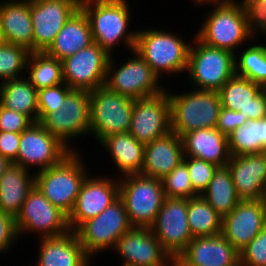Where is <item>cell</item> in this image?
Returning a JSON list of instances; mask_svg holds the SVG:
<instances>
[{
  "label": "cell",
  "instance_id": "6da1fadb",
  "mask_svg": "<svg viewBox=\"0 0 266 266\" xmlns=\"http://www.w3.org/2000/svg\"><path fill=\"white\" fill-rule=\"evenodd\" d=\"M129 5L126 0H80V8L90 23L93 41L110 56L119 41L129 51L135 48L137 30L128 31L132 14Z\"/></svg>",
  "mask_w": 266,
  "mask_h": 266
},
{
  "label": "cell",
  "instance_id": "7a4b0ae2",
  "mask_svg": "<svg viewBox=\"0 0 266 266\" xmlns=\"http://www.w3.org/2000/svg\"><path fill=\"white\" fill-rule=\"evenodd\" d=\"M212 6L214 9L204 17L196 34L203 43L235 54L238 53L236 49L241 48L239 46L255 39L248 30L246 12L240 0H226Z\"/></svg>",
  "mask_w": 266,
  "mask_h": 266
},
{
  "label": "cell",
  "instance_id": "3957f363",
  "mask_svg": "<svg viewBox=\"0 0 266 266\" xmlns=\"http://www.w3.org/2000/svg\"><path fill=\"white\" fill-rule=\"evenodd\" d=\"M77 151H72L59 164L35 172V186L67 216L73 210L83 182L89 173Z\"/></svg>",
  "mask_w": 266,
  "mask_h": 266
},
{
  "label": "cell",
  "instance_id": "277c9868",
  "mask_svg": "<svg viewBox=\"0 0 266 266\" xmlns=\"http://www.w3.org/2000/svg\"><path fill=\"white\" fill-rule=\"evenodd\" d=\"M190 45L178 34L164 29H147L137 31L134 51L161 80L163 73L173 75L187 70Z\"/></svg>",
  "mask_w": 266,
  "mask_h": 266
},
{
  "label": "cell",
  "instance_id": "5b68a950",
  "mask_svg": "<svg viewBox=\"0 0 266 266\" xmlns=\"http://www.w3.org/2000/svg\"><path fill=\"white\" fill-rule=\"evenodd\" d=\"M171 131L180 138L193 130L215 128L221 110L217 91L192 89L185 93H169Z\"/></svg>",
  "mask_w": 266,
  "mask_h": 266
},
{
  "label": "cell",
  "instance_id": "8992f818",
  "mask_svg": "<svg viewBox=\"0 0 266 266\" xmlns=\"http://www.w3.org/2000/svg\"><path fill=\"white\" fill-rule=\"evenodd\" d=\"M191 42L186 74L197 90L219 91L235 73V54L203 43ZM188 72V73H187Z\"/></svg>",
  "mask_w": 266,
  "mask_h": 266
},
{
  "label": "cell",
  "instance_id": "52a82bcc",
  "mask_svg": "<svg viewBox=\"0 0 266 266\" xmlns=\"http://www.w3.org/2000/svg\"><path fill=\"white\" fill-rule=\"evenodd\" d=\"M119 197L123 200L133 227L150 228L165 199L161 179L141 174L119 179Z\"/></svg>",
  "mask_w": 266,
  "mask_h": 266
},
{
  "label": "cell",
  "instance_id": "ba28073f",
  "mask_svg": "<svg viewBox=\"0 0 266 266\" xmlns=\"http://www.w3.org/2000/svg\"><path fill=\"white\" fill-rule=\"evenodd\" d=\"M134 101L104 85L90 91V135L99 143L109 135L129 132Z\"/></svg>",
  "mask_w": 266,
  "mask_h": 266
},
{
  "label": "cell",
  "instance_id": "9c48e42d",
  "mask_svg": "<svg viewBox=\"0 0 266 266\" xmlns=\"http://www.w3.org/2000/svg\"><path fill=\"white\" fill-rule=\"evenodd\" d=\"M132 228L125 204L119 197L99 215L83 222L75 232L83 250L92 258L102 250H114L118 239Z\"/></svg>",
  "mask_w": 266,
  "mask_h": 266
},
{
  "label": "cell",
  "instance_id": "30bf717a",
  "mask_svg": "<svg viewBox=\"0 0 266 266\" xmlns=\"http://www.w3.org/2000/svg\"><path fill=\"white\" fill-rule=\"evenodd\" d=\"M127 62L114 66V58H109L104 86L120 95L140 99L158 95L166 90L160 86L159 77L136 52ZM117 69H116V68Z\"/></svg>",
  "mask_w": 266,
  "mask_h": 266
},
{
  "label": "cell",
  "instance_id": "8fae6325",
  "mask_svg": "<svg viewBox=\"0 0 266 266\" xmlns=\"http://www.w3.org/2000/svg\"><path fill=\"white\" fill-rule=\"evenodd\" d=\"M15 225L19 238L25 232H36L40 234V239L62 236L70 231L68 216L55 207L36 186L22 204Z\"/></svg>",
  "mask_w": 266,
  "mask_h": 266
},
{
  "label": "cell",
  "instance_id": "7c38bea8",
  "mask_svg": "<svg viewBox=\"0 0 266 266\" xmlns=\"http://www.w3.org/2000/svg\"><path fill=\"white\" fill-rule=\"evenodd\" d=\"M40 124L71 151V138L90 134V91L72 89L61 109L49 113Z\"/></svg>",
  "mask_w": 266,
  "mask_h": 266
},
{
  "label": "cell",
  "instance_id": "4fadbf2b",
  "mask_svg": "<svg viewBox=\"0 0 266 266\" xmlns=\"http://www.w3.org/2000/svg\"><path fill=\"white\" fill-rule=\"evenodd\" d=\"M72 151L39 122L32 123L20 133L17 159L13 164L25 169L36 166L37 171L59 164Z\"/></svg>",
  "mask_w": 266,
  "mask_h": 266
},
{
  "label": "cell",
  "instance_id": "5bb4252c",
  "mask_svg": "<svg viewBox=\"0 0 266 266\" xmlns=\"http://www.w3.org/2000/svg\"><path fill=\"white\" fill-rule=\"evenodd\" d=\"M150 230L175 261L193 239L187 218V199L165 197Z\"/></svg>",
  "mask_w": 266,
  "mask_h": 266
},
{
  "label": "cell",
  "instance_id": "9a60e30c",
  "mask_svg": "<svg viewBox=\"0 0 266 266\" xmlns=\"http://www.w3.org/2000/svg\"><path fill=\"white\" fill-rule=\"evenodd\" d=\"M110 55L97 43L62 60L63 80L71 89L93 91L105 83Z\"/></svg>",
  "mask_w": 266,
  "mask_h": 266
},
{
  "label": "cell",
  "instance_id": "2e32d148",
  "mask_svg": "<svg viewBox=\"0 0 266 266\" xmlns=\"http://www.w3.org/2000/svg\"><path fill=\"white\" fill-rule=\"evenodd\" d=\"M171 131V104L167 89L134 101L129 133L144 145Z\"/></svg>",
  "mask_w": 266,
  "mask_h": 266
},
{
  "label": "cell",
  "instance_id": "e0dca14e",
  "mask_svg": "<svg viewBox=\"0 0 266 266\" xmlns=\"http://www.w3.org/2000/svg\"><path fill=\"white\" fill-rule=\"evenodd\" d=\"M79 8L80 0H31L33 52H45Z\"/></svg>",
  "mask_w": 266,
  "mask_h": 266
},
{
  "label": "cell",
  "instance_id": "ac0fdd59",
  "mask_svg": "<svg viewBox=\"0 0 266 266\" xmlns=\"http://www.w3.org/2000/svg\"><path fill=\"white\" fill-rule=\"evenodd\" d=\"M119 178L88 175L77 196L68 225L75 231L83 222L96 217L119 198Z\"/></svg>",
  "mask_w": 266,
  "mask_h": 266
},
{
  "label": "cell",
  "instance_id": "d6986e66",
  "mask_svg": "<svg viewBox=\"0 0 266 266\" xmlns=\"http://www.w3.org/2000/svg\"><path fill=\"white\" fill-rule=\"evenodd\" d=\"M114 251L124 260L122 266H171L174 263L150 228L133 227L118 239Z\"/></svg>",
  "mask_w": 266,
  "mask_h": 266
},
{
  "label": "cell",
  "instance_id": "ffe728a7",
  "mask_svg": "<svg viewBox=\"0 0 266 266\" xmlns=\"http://www.w3.org/2000/svg\"><path fill=\"white\" fill-rule=\"evenodd\" d=\"M266 226V207L261 200H240L222 218L221 234L238 251H242Z\"/></svg>",
  "mask_w": 266,
  "mask_h": 266
},
{
  "label": "cell",
  "instance_id": "44dd1931",
  "mask_svg": "<svg viewBox=\"0 0 266 266\" xmlns=\"http://www.w3.org/2000/svg\"><path fill=\"white\" fill-rule=\"evenodd\" d=\"M174 263L177 266H241L239 252L222 234L194 237Z\"/></svg>",
  "mask_w": 266,
  "mask_h": 266
},
{
  "label": "cell",
  "instance_id": "7402d4cb",
  "mask_svg": "<svg viewBox=\"0 0 266 266\" xmlns=\"http://www.w3.org/2000/svg\"><path fill=\"white\" fill-rule=\"evenodd\" d=\"M221 106L241 111L248 120H257L266 116V88L251 80L239 76H232L218 91Z\"/></svg>",
  "mask_w": 266,
  "mask_h": 266
},
{
  "label": "cell",
  "instance_id": "603a6c76",
  "mask_svg": "<svg viewBox=\"0 0 266 266\" xmlns=\"http://www.w3.org/2000/svg\"><path fill=\"white\" fill-rule=\"evenodd\" d=\"M226 166L241 200H261L266 183V152L231 156Z\"/></svg>",
  "mask_w": 266,
  "mask_h": 266
},
{
  "label": "cell",
  "instance_id": "cb8c5ba5",
  "mask_svg": "<svg viewBox=\"0 0 266 266\" xmlns=\"http://www.w3.org/2000/svg\"><path fill=\"white\" fill-rule=\"evenodd\" d=\"M184 159L182 139L173 131L156 138L144 148L141 175L162 179Z\"/></svg>",
  "mask_w": 266,
  "mask_h": 266
},
{
  "label": "cell",
  "instance_id": "d4e9b609",
  "mask_svg": "<svg viewBox=\"0 0 266 266\" xmlns=\"http://www.w3.org/2000/svg\"><path fill=\"white\" fill-rule=\"evenodd\" d=\"M39 240L38 262L35 266H90L93 261L83 250L75 231Z\"/></svg>",
  "mask_w": 266,
  "mask_h": 266
},
{
  "label": "cell",
  "instance_id": "484cf974",
  "mask_svg": "<svg viewBox=\"0 0 266 266\" xmlns=\"http://www.w3.org/2000/svg\"><path fill=\"white\" fill-rule=\"evenodd\" d=\"M0 24L7 43L33 52L31 0H3L0 3Z\"/></svg>",
  "mask_w": 266,
  "mask_h": 266
},
{
  "label": "cell",
  "instance_id": "4316f807",
  "mask_svg": "<svg viewBox=\"0 0 266 266\" xmlns=\"http://www.w3.org/2000/svg\"><path fill=\"white\" fill-rule=\"evenodd\" d=\"M184 156L195 157L218 167L230 159L228 137L216 128L193 130L182 137Z\"/></svg>",
  "mask_w": 266,
  "mask_h": 266
},
{
  "label": "cell",
  "instance_id": "83f0119b",
  "mask_svg": "<svg viewBox=\"0 0 266 266\" xmlns=\"http://www.w3.org/2000/svg\"><path fill=\"white\" fill-rule=\"evenodd\" d=\"M92 43L94 41L89 20L84 11L79 8L65 22L45 52L62 61Z\"/></svg>",
  "mask_w": 266,
  "mask_h": 266
},
{
  "label": "cell",
  "instance_id": "f1b7e54d",
  "mask_svg": "<svg viewBox=\"0 0 266 266\" xmlns=\"http://www.w3.org/2000/svg\"><path fill=\"white\" fill-rule=\"evenodd\" d=\"M114 162L122 176L141 174L144 164L145 145L137 141L129 132L112 134L99 142Z\"/></svg>",
  "mask_w": 266,
  "mask_h": 266
},
{
  "label": "cell",
  "instance_id": "f546056e",
  "mask_svg": "<svg viewBox=\"0 0 266 266\" xmlns=\"http://www.w3.org/2000/svg\"><path fill=\"white\" fill-rule=\"evenodd\" d=\"M34 186L35 173L30 174V170L12 164L0 180V210L16 219Z\"/></svg>",
  "mask_w": 266,
  "mask_h": 266
},
{
  "label": "cell",
  "instance_id": "4dcf8cb0",
  "mask_svg": "<svg viewBox=\"0 0 266 266\" xmlns=\"http://www.w3.org/2000/svg\"><path fill=\"white\" fill-rule=\"evenodd\" d=\"M0 104L38 122V90L24 75L0 82Z\"/></svg>",
  "mask_w": 266,
  "mask_h": 266
},
{
  "label": "cell",
  "instance_id": "1f68e13d",
  "mask_svg": "<svg viewBox=\"0 0 266 266\" xmlns=\"http://www.w3.org/2000/svg\"><path fill=\"white\" fill-rule=\"evenodd\" d=\"M201 196L222 218L228 215L241 200L227 166L216 170Z\"/></svg>",
  "mask_w": 266,
  "mask_h": 266
},
{
  "label": "cell",
  "instance_id": "d6a6232c",
  "mask_svg": "<svg viewBox=\"0 0 266 266\" xmlns=\"http://www.w3.org/2000/svg\"><path fill=\"white\" fill-rule=\"evenodd\" d=\"M187 218L193 238L221 234L222 217L201 195L187 199Z\"/></svg>",
  "mask_w": 266,
  "mask_h": 266
},
{
  "label": "cell",
  "instance_id": "836d02e7",
  "mask_svg": "<svg viewBox=\"0 0 266 266\" xmlns=\"http://www.w3.org/2000/svg\"><path fill=\"white\" fill-rule=\"evenodd\" d=\"M26 73L37 90L64 83L62 62L46 52L30 53Z\"/></svg>",
  "mask_w": 266,
  "mask_h": 266
},
{
  "label": "cell",
  "instance_id": "e575fe53",
  "mask_svg": "<svg viewBox=\"0 0 266 266\" xmlns=\"http://www.w3.org/2000/svg\"><path fill=\"white\" fill-rule=\"evenodd\" d=\"M235 53V73L266 88V45H249Z\"/></svg>",
  "mask_w": 266,
  "mask_h": 266
},
{
  "label": "cell",
  "instance_id": "d590c367",
  "mask_svg": "<svg viewBox=\"0 0 266 266\" xmlns=\"http://www.w3.org/2000/svg\"><path fill=\"white\" fill-rule=\"evenodd\" d=\"M227 137L230 156L261 153V118L248 120Z\"/></svg>",
  "mask_w": 266,
  "mask_h": 266
},
{
  "label": "cell",
  "instance_id": "8d00e7d4",
  "mask_svg": "<svg viewBox=\"0 0 266 266\" xmlns=\"http://www.w3.org/2000/svg\"><path fill=\"white\" fill-rule=\"evenodd\" d=\"M31 52L16 44L4 43L0 46V80L2 82L21 78L27 68ZM25 71V72H24Z\"/></svg>",
  "mask_w": 266,
  "mask_h": 266
},
{
  "label": "cell",
  "instance_id": "74e56055",
  "mask_svg": "<svg viewBox=\"0 0 266 266\" xmlns=\"http://www.w3.org/2000/svg\"><path fill=\"white\" fill-rule=\"evenodd\" d=\"M165 197L190 199L199 196L192 187L187 165L182 161L161 179Z\"/></svg>",
  "mask_w": 266,
  "mask_h": 266
},
{
  "label": "cell",
  "instance_id": "f35d334b",
  "mask_svg": "<svg viewBox=\"0 0 266 266\" xmlns=\"http://www.w3.org/2000/svg\"><path fill=\"white\" fill-rule=\"evenodd\" d=\"M71 90L66 83L38 90V122L40 123L49 113L61 109Z\"/></svg>",
  "mask_w": 266,
  "mask_h": 266
},
{
  "label": "cell",
  "instance_id": "ab89813d",
  "mask_svg": "<svg viewBox=\"0 0 266 266\" xmlns=\"http://www.w3.org/2000/svg\"><path fill=\"white\" fill-rule=\"evenodd\" d=\"M183 162L187 165L194 191L202 195L219 167L202 159L188 156H184Z\"/></svg>",
  "mask_w": 266,
  "mask_h": 266
},
{
  "label": "cell",
  "instance_id": "60d3db41",
  "mask_svg": "<svg viewBox=\"0 0 266 266\" xmlns=\"http://www.w3.org/2000/svg\"><path fill=\"white\" fill-rule=\"evenodd\" d=\"M241 266H266V226L239 252Z\"/></svg>",
  "mask_w": 266,
  "mask_h": 266
},
{
  "label": "cell",
  "instance_id": "b9f144b4",
  "mask_svg": "<svg viewBox=\"0 0 266 266\" xmlns=\"http://www.w3.org/2000/svg\"><path fill=\"white\" fill-rule=\"evenodd\" d=\"M241 2L246 12L251 35L253 37L260 34L266 35V0H241Z\"/></svg>",
  "mask_w": 266,
  "mask_h": 266
},
{
  "label": "cell",
  "instance_id": "7bdbcfd3",
  "mask_svg": "<svg viewBox=\"0 0 266 266\" xmlns=\"http://www.w3.org/2000/svg\"><path fill=\"white\" fill-rule=\"evenodd\" d=\"M32 123L26 115L0 104V131L21 133Z\"/></svg>",
  "mask_w": 266,
  "mask_h": 266
},
{
  "label": "cell",
  "instance_id": "ee69618b",
  "mask_svg": "<svg viewBox=\"0 0 266 266\" xmlns=\"http://www.w3.org/2000/svg\"><path fill=\"white\" fill-rule=\"evenodd\" d=\"M18 237L15 219L0 210V254L8 252L12 245L17 244Z\"/></svg>",
  "mask_w": 266,
  "mask_h": 266
},
{
  "label": "cell",
  "instance_id": "f6af8a7d",
  "mask_svg": "<svg viewBox=\"0 0 266 266\" xmlns=\"http://www.w3.org/2000/svg\"><path fill=\"white\" fill-rule=\"evenodd\" d=\"M248 121L247 117L242 116L241 111H234L221 107L216 129L228 136L239 126H243Z\"/></svg>",
  "mask_w": 266,
  "mask_h": 266
},
{
  "label": "cell",
  "instance_id": "bcb514c9",
  "mask_svg": "<svg viewBox=\"0 0 266 266\" xmlns=\"http://www.w3.org/2000/svg\"><path fill=\"white\" fill-rule=\"evenodd\" d=\"M20 133L0 131V154L14 163L17 159Z\"/></svg>",
  "mask_w": 266,
  "mask_h": 266
},
{
  "label": "cell",
  "instance_id": "7dc6e473",
  "mask_svg": "<svg viewBox=\"0 0 266 266\" xmlns=\"http://www.w3.org/2000/svg\"><path fill=\"white\" fill-rule=\"evenodd\" d=\"M266 152V116L261 118V153Z\"/></svg>",
  "mask_w": 266,
  "mask_h": 266
},
{
  "label": "cell",
  "instance_id": "c3c4849f",
  "mask_svg": "<svg viewBox=\"0 0 266 266\" xmlns=\"http://www.w3.org/2000/svg\"><path fill=\"white\" fill-rule=\"evenodd\" d=\"M13 163L0 154V180L3 174L11 167Z\"/></svg>",
  "mask_w": 266,
  "mask_h": 266
},
{
  "label": "cell",
  "instance_id": "681fc988",
  "mask_svg": "<svg viewBox=\"0 0 266 266\" xmlns=\"http://www.w3.org/2000/svg\"><path fill=\"white\" fill-rule=\"evenodd\" d=\"M191 1H193L194 2V4L196 3V4H202V6L203 5H205V4H214V3H221V2H224V1H226V0H191Z\"/></svg>",
  "mask_w": 266,
  "mask_h": 266
},
{
  "label": "cell",
  "instance_id": "f907efd6",
  "mask_svg": "<svg viewBox=\"0 0 266 266\" xmlns=\"http://www.w3.org/2000/svg\"><path fill=\"white\" fill-rule=\"evenodd\" d=\"M4 43H6V40H5L3 30H2L1 24H0V46L3 45Z\"/></svg>",
  "mask_w": 266,
  "mask_h": 266
},
{
  "label": "cell",
  "instance_id": "816d5d0a",
  "mask_svg": "<svg viewBox=\"0 0 266 266\" xmlns=\"http://www.w3.org/2000/svg\"><path fill=\"white\" fill-rule=\"evenodd\" d=\"M261 201H262L263 205L266 207V183H265V186H264V190H263V194H262V197H261Z\"/></svg>",
  "mask_w": 266,
  "mask_h": 266
}]
</instances>
